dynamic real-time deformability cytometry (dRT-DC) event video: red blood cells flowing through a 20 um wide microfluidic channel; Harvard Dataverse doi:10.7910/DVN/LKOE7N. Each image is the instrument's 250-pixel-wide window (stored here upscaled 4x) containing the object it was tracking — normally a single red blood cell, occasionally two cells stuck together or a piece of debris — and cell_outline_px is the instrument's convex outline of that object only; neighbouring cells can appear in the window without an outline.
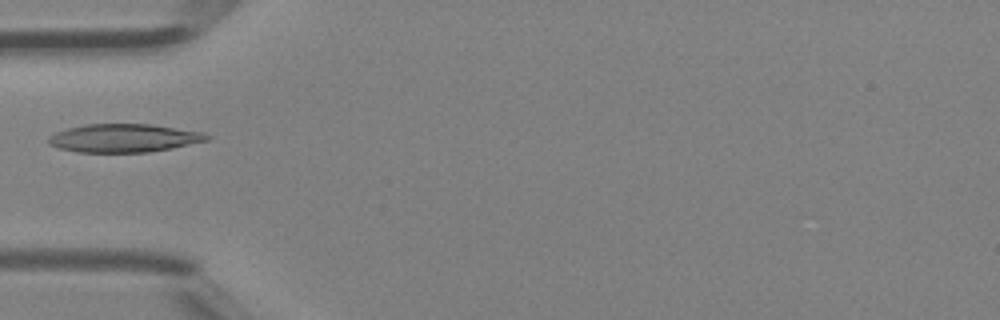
{"species": "Egyptian fruit bat (a non-hibernating species)", "species_latin": "Rousettus aegyptiacus", "temperature_condition": "room temperature", "stored_images_in_passage": 4, "camera_frame_rate_fps": 3000, "um_per_image_px": 0.085, "animal": {"sex": "female"}, "frame": {"image": 1, "passage_image": 4, "time_ms": 1.0, "image_size_px": [1000, 320], "cell_outline_px": [[212, 136], [208, 140], [172, 148], [148, 152], [76, 152], [60, 148], [48, 144], [48, 136], [56, 132], [68, 128], [88, 124], [152, 124], [204, 132]], "centroid_in_image_um": [10.55, 11.73], "position_along_channel_um": 74.5, "area_um2": 26.13}}